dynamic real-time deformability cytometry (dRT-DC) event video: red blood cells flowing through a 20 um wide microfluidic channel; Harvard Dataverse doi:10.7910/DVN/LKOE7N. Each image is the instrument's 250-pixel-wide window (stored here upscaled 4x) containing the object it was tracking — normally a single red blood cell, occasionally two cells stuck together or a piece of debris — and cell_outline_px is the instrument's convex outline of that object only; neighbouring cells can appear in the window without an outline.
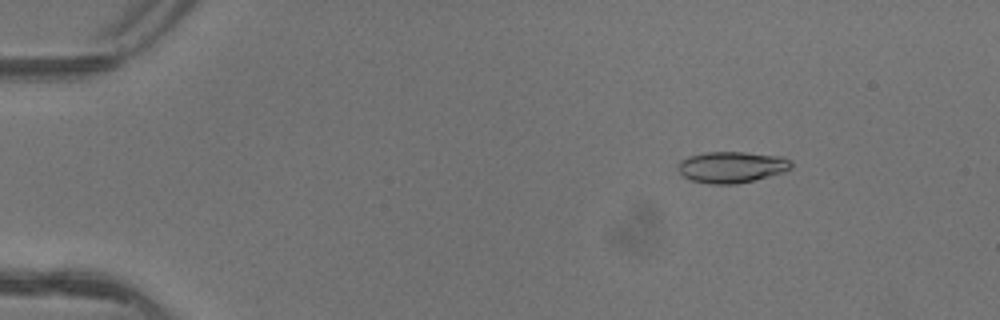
{"species": "common noctule bat (a hibernating species)", "species_latin": "Nyctalus noctula", "temperature_condition": "warm", "stored_images_in_passage": 3, "camera_frame_rate_fps": 3000, "um_per_image_px": 0.085, "animal": {"sex": "female"}, "frame": {"image": 1, "passage_image": 1, "time_ms": 0.0, "image_size_px": [1000, 320], "cell_outline_px": [[792, 168], [784, 172], [736, 184], [708, 184], [688, 180], [680, 172], [680, 160], [688, 156], [704, 152], [744, 152], [784, 156], [792, 160]], "centroid_in_image_um": [62.22, 14.19], "position_along_channel_um": 22.8, "area_um2": 20.75}}